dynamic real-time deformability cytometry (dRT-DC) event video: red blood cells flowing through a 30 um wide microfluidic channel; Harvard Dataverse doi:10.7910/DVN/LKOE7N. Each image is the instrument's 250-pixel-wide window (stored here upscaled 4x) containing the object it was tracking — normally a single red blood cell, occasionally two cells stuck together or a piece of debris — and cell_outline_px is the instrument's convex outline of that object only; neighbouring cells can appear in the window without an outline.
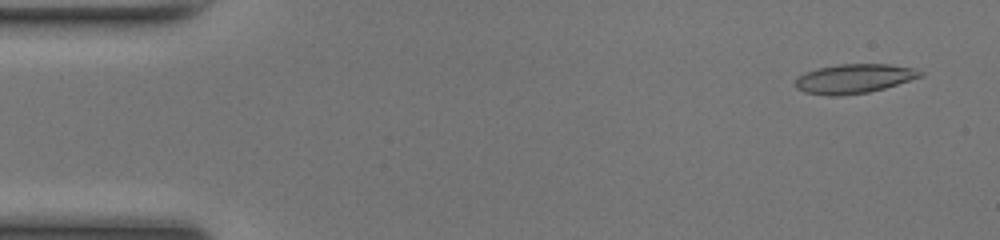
{"species": "common noctule bat (a hibernating species)", "species_latin": "Nyctalus noctula", "temperature_condition": "room temperature", "stored_images_in_passage": 49, "camera_frame_rate_fps": 3000, "um_per_image_px": 0.085, "animal": {"sex": "female", "body_mass_g": 17.0, "forearm_length_mm": 48.0}, "frame": {"image": 1, "passage_image": 3, "time_ms": 0.667, "image_size_px": [1000, 240], "cell_outline_px": [[924, 76], [884, 88], [868, 92], [844, 96], [828, 96], [804, 92], [796, 88], [796, 76], [804, 72], [816, 68], [836, 64], [888, 64], [916, 68], [924, 72]], "centroid_in_image_um": [72.58, 6.68], "position_along_channel_um": 12.4, "area_um2": 21.68}}
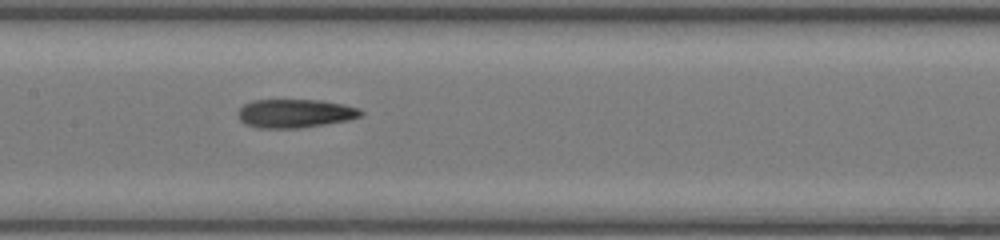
{"frame": {"image": 2, "passage_image": 24, "time_ms": 7.667, "image_size_px": [1000, 240], "cell_outline_px": [[364, 112], [360, 116], [348, 120], [300, 128], [256, 128], [244, 124], [240, 120], [240, 108], [244, 104], [252, 100], [320, 100], [344, 104], [360, 108]], "centroid_in_image_um": [25.09, 9.64], "position_along_channel_um": 182.3, "area_um2": 20.46}}
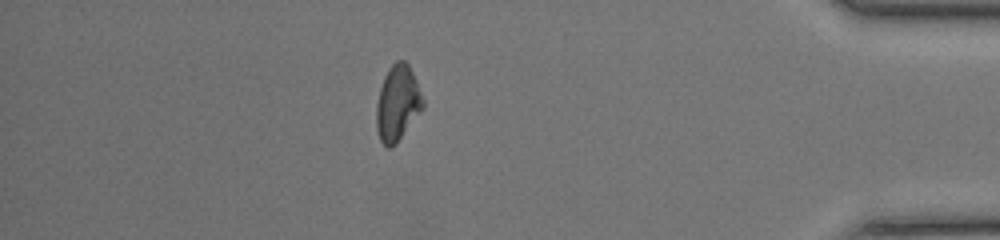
{"frame": {"image": 3, "passage_image": 43, "time_ms": 14.0, "image_size_px": [1000, 240], "cell_outline_px": [[424, 108], [396, 144], [388, 148], [380, 140], [376, 128], [376, 104], [380, 88], [384, 76], [388, 68], [396, 60], [404, 60], [408, 64], [416, 80], [424, 100]], "centroid_in_image_um": [33.79, 8.77], "position_along_channel_um": 401.4, "area_um2": 20.58}, "authors_computed_cell_mechanics": {"area_um2": 20.6346, "velocity_mm_per_s": 4.1942, "shape_relaxation_time_tau1_ms": 4.0443, "shape_relaxation_time_tau2_ms": 2.6999, "deformation_change_tau1": 0.1614, "deformation_change_tau2": 0.1086}}